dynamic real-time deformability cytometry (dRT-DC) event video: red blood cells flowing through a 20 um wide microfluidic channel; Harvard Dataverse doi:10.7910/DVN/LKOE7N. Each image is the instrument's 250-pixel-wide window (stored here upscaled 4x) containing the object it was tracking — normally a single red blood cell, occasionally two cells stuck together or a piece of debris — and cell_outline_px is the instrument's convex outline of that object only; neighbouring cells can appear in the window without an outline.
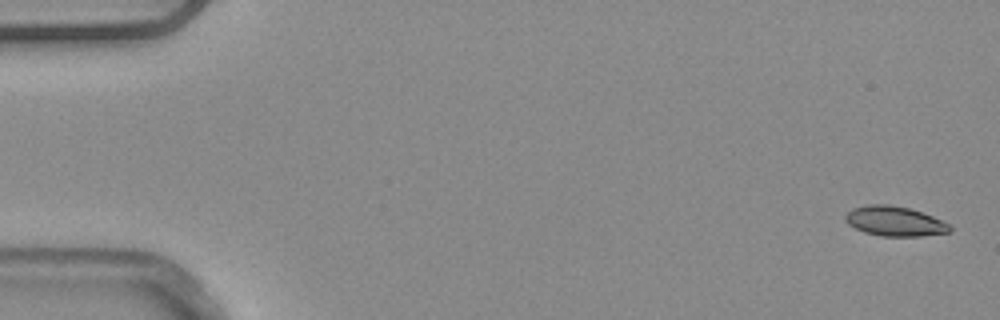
{"species": "common noctule bat (a hibernating species)", "species_latin": "Nyctalus noctula", "temperature_condition": "warm", "stored_images_in_passage": 41, "segment_of_instrument_passage": [1, 2], "camera_frame_rate_fps": 3000, "um_per_image_px": 0.085, "animal": {"sex": "male", "body_mass_g": 20.4}, "frame": {"image": 1, "passage_image": 1, "time_ms": 0.0, "image_size_px": [1000, 320], "cell_outline_px": [[952, 232], [920, 236], [880, 236], [864, 232], [848, 224], [844, 220], [844, 216], [852, 208], [868, 204], [888, 204], [908, 208], [932, 216], [948, 224], [952, 228]], "centroid_in_image_um": [76.02, 18.8], "position_along_channel_um": 9.0, "area_um2": 18.09}}